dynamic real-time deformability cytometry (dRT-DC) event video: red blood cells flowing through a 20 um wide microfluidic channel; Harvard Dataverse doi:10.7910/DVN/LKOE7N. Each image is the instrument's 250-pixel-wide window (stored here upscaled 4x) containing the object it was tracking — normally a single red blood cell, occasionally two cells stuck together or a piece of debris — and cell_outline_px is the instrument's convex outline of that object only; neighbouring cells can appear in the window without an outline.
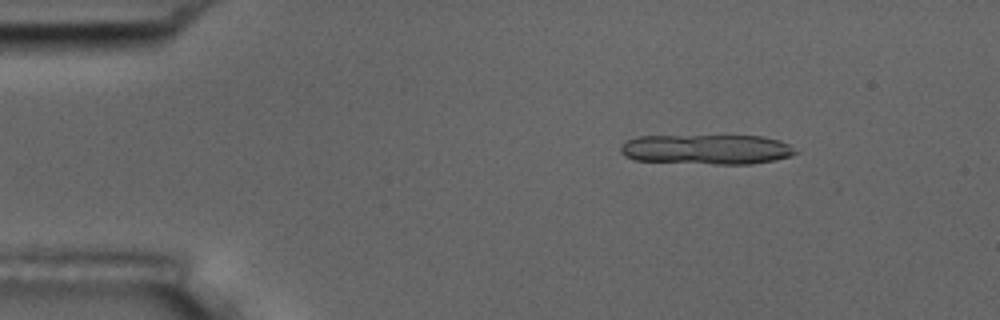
{"species": "common noctule bat (a hibernating species)", "species_latin": "Nyctalus noctula", "temperature_condition": "room temperature", "stored_images_in_passage": 7, "camera_frame_rate_fps": 3000, "um_per_image_px": 0.085, "animal": {"sex": "male", "body_mass_g": 17.5, "forearm_length_mm": 52.3}, "frame": {"image": 1, "passage_image": 2, "time_ms": 1.0, "image_size_px": [1000, 320], "cell_outline_px": [[800, 152], [792, 156], [752, 164], [716, 164], [636, 160], [624, 156], [620, 152], [620, 148], [628, 140], [636, 136], [764, 136], [780, 140], [788, 144]], "centroid_in_image_um": [60.11, 12.69], "position_along_channel_um": 24.9, "area_um2": 30.52}}